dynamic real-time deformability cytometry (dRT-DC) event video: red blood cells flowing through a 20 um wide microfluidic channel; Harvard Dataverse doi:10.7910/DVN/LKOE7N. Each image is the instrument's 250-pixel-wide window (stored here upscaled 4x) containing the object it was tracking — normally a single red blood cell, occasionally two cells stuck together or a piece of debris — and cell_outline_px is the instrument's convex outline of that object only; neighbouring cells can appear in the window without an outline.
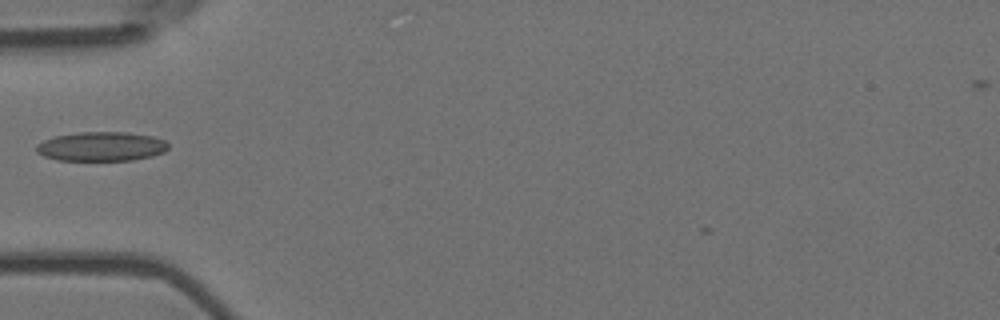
{"species": "Egyptian fruit bat (a non-hibernating species)", "species_latin": "Rousettus aegyptiacus", "temperature_condition": "room temperature", "stored_images_in_passage": 4, "camera_frame_rate_fps": 3000, "um_per_image_px": 0.085, "animal": {"sex": "female"}, "frame": {"image": 1, "passage_image": 3, "time_ms": 0.667, "image_size_px": [1000, 320], "cell_outline_px": [[168, 148], [164, 152], [152, 156], [132, 160], [56, 160], [44, 156], [36, 152], [36, 144], [44, 140], [56, 136], [80, 132], [128, 132], [152, 136], [164, 140], [168, 144]], "centroid_in_image_um": [8.61, 12.45], "position_along_channel_um": 76.4, "area_um2": 22.48}}
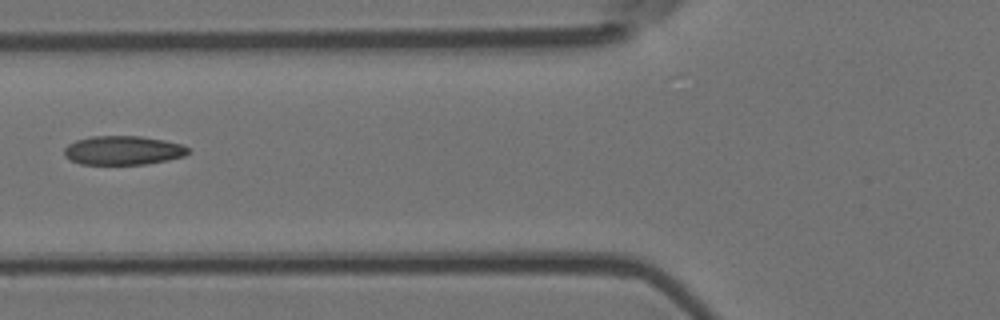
{"frame": {"image": 2, "passage_image": 4, "time_ms": 1.0, "image_size_px": [1000, 320], "cell_outline_px": [[188, 152], [184, 156], [168, 160], [144, 164], [80, 164], [64, 156], [64, 148], [68, 144], [76, 140], [92, 136], [140, 136], [164, 140], [180, 144], [188, 148]], "centroid_in_image_um": [10.43, 12.78], "position_along_channel_um": 115.4, "area_um2": 20.81}}